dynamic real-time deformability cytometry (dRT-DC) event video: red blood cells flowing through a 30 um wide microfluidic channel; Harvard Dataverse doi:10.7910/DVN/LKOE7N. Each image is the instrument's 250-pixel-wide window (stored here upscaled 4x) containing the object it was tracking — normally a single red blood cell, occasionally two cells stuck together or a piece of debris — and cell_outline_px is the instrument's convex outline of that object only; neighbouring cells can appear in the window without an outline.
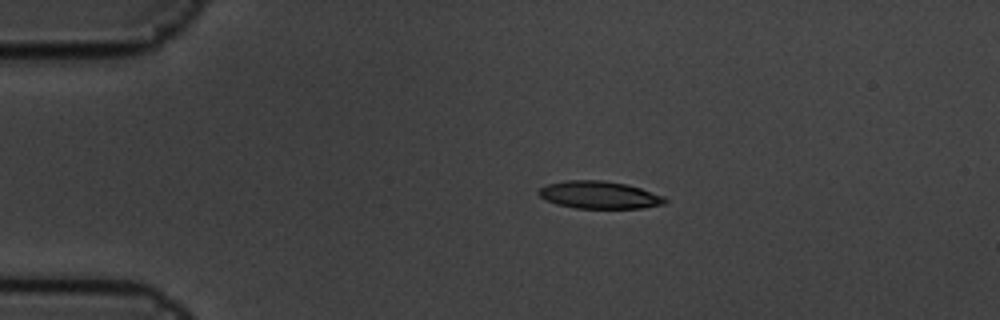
{"species": "common noctule bat (a hibernating species)", "species_latin": "Nyctalus noctula", "temperature_condition": "cold", "stored_images_in_passage": 8, "camera_frame_rate_fps": 3000, "um_per_image_px": 0.085, "animal": {"sex": "male", "body_mass_g": 19.5, "forearm_length_mm": 54.6}, "frame": {"image": 1, "passage_image": 3, "time_ms": 0.667, "image_size_px": [1000, 320], "cell_outline_px": [[668, 200], [664, 204], [640, 208], [576, 208], [556, 204], [544, 200], [536, 192], [540, 188], [548, 184], [564, 180], [604, 180], [624, 184], [640, 188], [664, 196]], "centroid_in_image_um": [50.9, 16.57], "position_along_channel_um": 34.1, "area_um2": 20.23}}
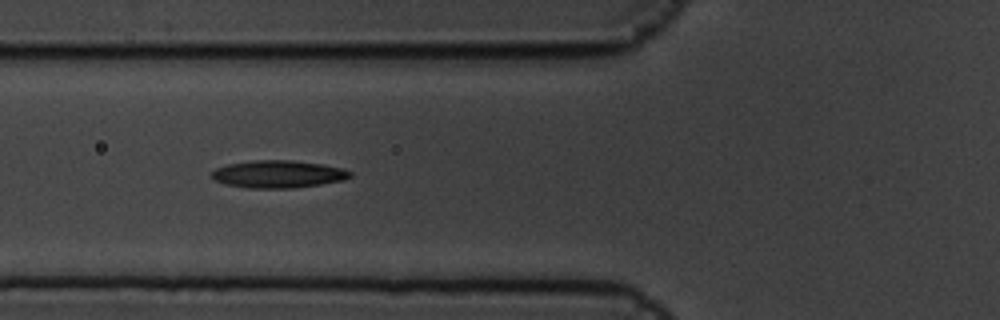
{"frame": {"image": 2, "passage_image": 6, "time_ms": 1.667, "image_size_px": [1000, 320], "cell_outline_px": [[352, 176], [344, 180], [320, 184], [292, 188], [248, 188], [224, 184], [216, 180], [212, 176], [212, 172], [216, 168], [228, 164], [252, 160], [292, 160], [324, 164], [340, 168], [352, 172]], "centroid_in_image_um": [23.65, 14.8], "position_along_channel_um": 102.1, "area_um2": 22.14}}
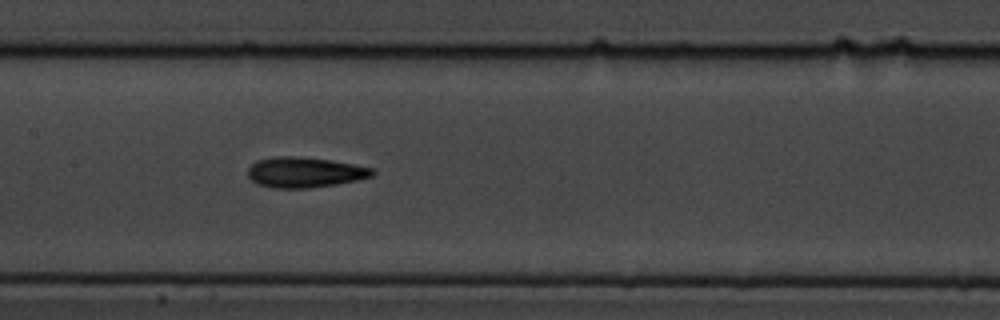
{"frame": {"image": 3, "passage_image": 8, "time_ms": 2.333, "image_size_px": [1000, 320], "cell_outline_px": [[376, 172], [372, 176], [356, 180], [336, 184], [308, 188], [272, 188], [256, 184], [248, 176], [248, 168], [256, 160], [276, 156], [296, 156], [332, 160], [372, 168]], "centroid_in_image_um": [25.87, 14.64], "position_along_channel_um": 181.5, "area_um2": 22.08}}